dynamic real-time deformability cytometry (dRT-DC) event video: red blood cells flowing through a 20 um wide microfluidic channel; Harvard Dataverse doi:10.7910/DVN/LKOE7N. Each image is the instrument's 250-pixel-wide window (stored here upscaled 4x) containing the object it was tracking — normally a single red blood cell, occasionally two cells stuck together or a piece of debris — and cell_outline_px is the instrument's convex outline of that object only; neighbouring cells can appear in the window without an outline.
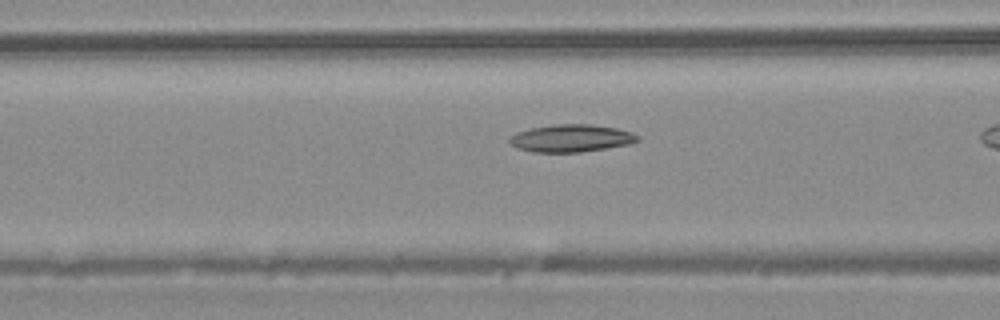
{"species": "common noctule bat (a hibernating species)", "species_latin": "Nyctalus noctula", "temperature_condition": "warm", "stored_images_in_passage": 9, "camera_frame_rate_fps": 3000, "um_per_image_px": 0.085, "animal": {"sex": "male", "body_mass_g": 20.4}, "frame": {"image": 1, "passage_image": 8, "time_ms": 2.333, "image_size_px": [1000, 320], "cell_outline_px": [[640, 140], [628, 144], [580, 152], [532, 152], [516, 148], [508, 140], [516, 132], [532, 128], [556, 124], [588, 124], [616, 128], [632, 132], [640, 136]], "centroid_in_image_um": [48.55, 11.75], "position_along_channel_um": 118.1, "area_um2": 20.35}}